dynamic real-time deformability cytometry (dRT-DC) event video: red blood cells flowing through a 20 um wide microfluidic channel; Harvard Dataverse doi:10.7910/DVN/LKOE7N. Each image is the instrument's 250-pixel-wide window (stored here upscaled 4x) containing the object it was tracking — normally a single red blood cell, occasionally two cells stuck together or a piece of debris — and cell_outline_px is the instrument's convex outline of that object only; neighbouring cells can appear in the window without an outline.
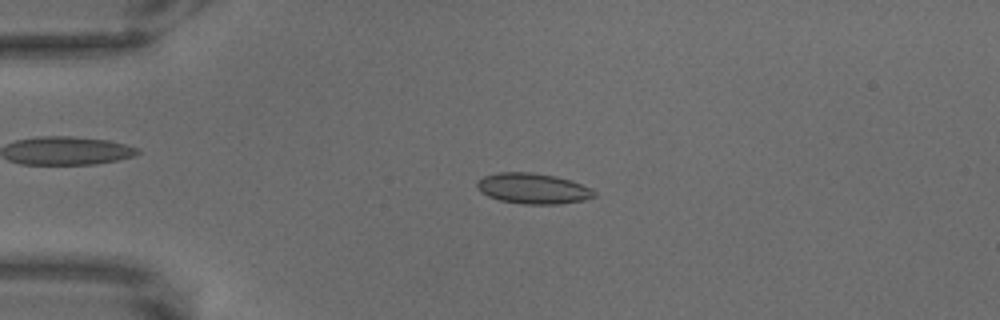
{"species": "common noctule bat (a hibernating species)", "species_latin": "Nyctalus noctula", "temperature_condition": "warm", "stored_images_in_passage": 68, "camera_frame_rate_fps": 3000, "um_per_image_px": 0.085, "animal": {"sex": "male", "body_mass_g": 18.8}, "frame": {"image": 1, "passage_image": 16, "time_ms": 5.0, "image_size_px": [1000, 320], "cell_outline_px": [[596, 196], [584, 200], [560, 204], [524, 204], [500, 200], [488, 196], [480, 192], [476, 188], [476, 184], [484, 176], [500, 172], [528, 172], [556, 176], [592, 188], [596, 192]], "centroid_in_image_um": [45.31, 16.03], "position_along_channel_um": 39.7, "area_um2": 20.81}}
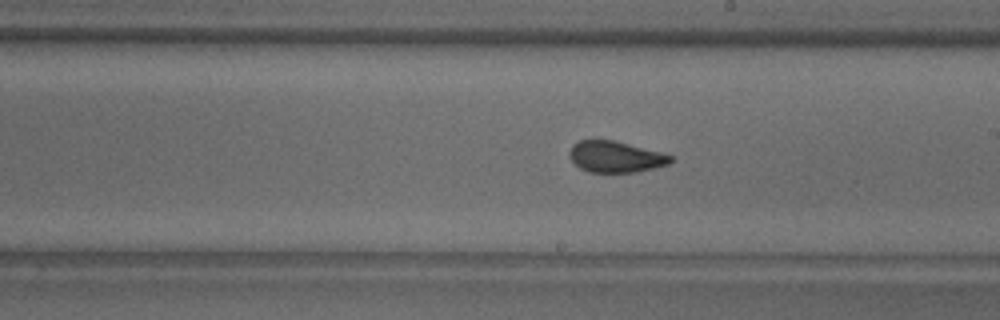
{"frame": {"image": 2, "passage_image": 39, "time_ms": 12.667, "image_size_px": [1000, 320], "cell_outline_px": [[672, 160], [668, 164], [636, 172], [588, 172], [580, 168], [568, 156], [568, 152], [572, 144], [580, 140], [612, 140], [660, 152], [672, 156]], "centroid_in_image_um": [52.27, 13.33], "position_along_channel_um": 236.7, "area_um2": 18.21}}
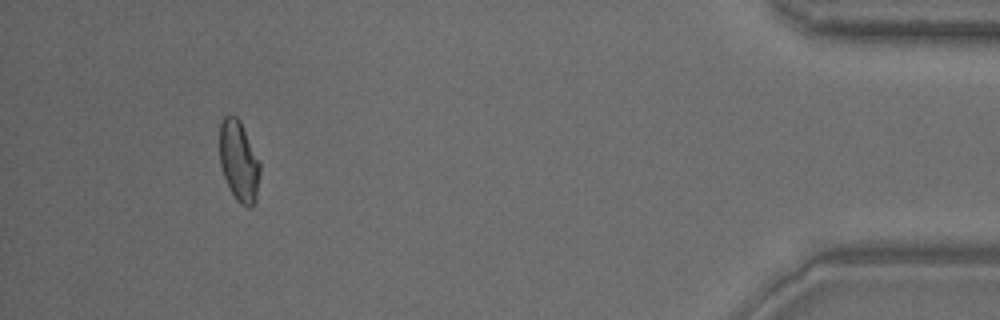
{"frame": {"image": 3, "passage_image": 63, "time_ms": 20.667, "image_size_px": [1000, 320], "cell_outline_px": [[260, 172], [256, 200], [252, 208], [248, 208], [240, 204], [236, 200], [224, 176], [220, 164], [220, 120], [228, 112], [236, 116], [240, 120], [260, 160]], "centroid_in_image_um": [20.32, 13.67], "position_along_channel_um": 414.9, "area_um2": 19.31}}